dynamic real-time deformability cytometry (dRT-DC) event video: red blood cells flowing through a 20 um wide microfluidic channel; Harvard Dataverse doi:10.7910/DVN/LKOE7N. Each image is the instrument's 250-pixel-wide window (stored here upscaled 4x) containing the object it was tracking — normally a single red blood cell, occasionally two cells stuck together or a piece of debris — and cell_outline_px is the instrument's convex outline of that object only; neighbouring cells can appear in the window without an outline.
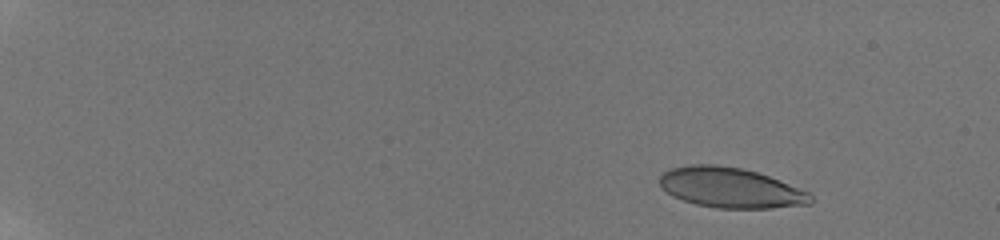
{"species": "human", "species_latin": "Homo sapiens", "temperature_condition": "room temperature", "stored_images_in_passage": 36, "camera_frame_rate_fps": 3000, "um_per_image_px": 0.085, "donor": {"sex": "male"}, "frame": {"image": 1, "passage_image": 5, "time_ms": 2.333, "image_size_px": [1000, 240], "cell_outline_px": [[812, 204], [772, 208], [716, 208], [696, 204], [672, 196], [660, 184], [660, 176], [664, 172], [672, 168], [692, 164], [716, 164], [740, 168], [756, 172], [768, 176], [800, 188], [808, 192], [812, 196]], "centroid_in_image_um": [62.12, 15.96], "position_along_channel_um": 22.9, "area_um2": 35.14}}
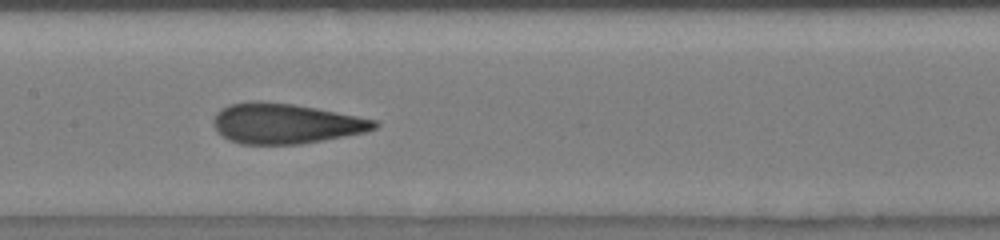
{"frame": {"image": 2, "passage_image": 19, "time_ms": 10.667, "image_size_px": [1000, 240], "cell_outline_px": [[380, 124], [376, 128], [364, 132], [344, 136], [300, 144], [240, 144], [228, 140], [216, 132], [212, 120], [216, 112], [220, 108], [228, 104], [292, 104], [316, 108], [376, 120]], "centroid_in_image_um": [24.25, 10.54], "position_along_channel_um": 183.1, "area_um2": 36.88}}
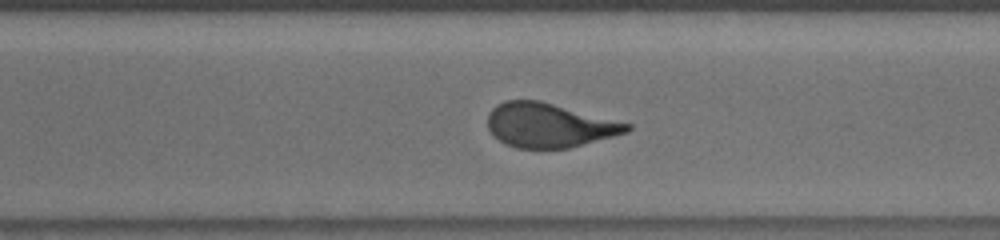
{"frame": {"image": 3, "passage_image": 28, "time_ms": 14.333, "image_size_px": [1000, 240], "cell_outline_px": [[632, 128], [628, 132], [568, 148], [516, 148], [492, 136], [488, 128], [488, 112], [496, 104], [508, 100], [540, 100], [632, 124]], "centroid_in_image_um": [46.66, 10.63], "position_along_channel_um": 323.9, "area_um2": 35.84}, "authors_computed_cell_mechanics": {"area_um2": 36.7897, "velocity_mm_per_s": 3.8633, "shape_relaxation_time_tau1_ms": 7.0029, "shape_relaxation_time_tau2_ms": 1.03, "deformation_change_tau1": 0.2322, "deformation_change_tau2": 0.0833}}